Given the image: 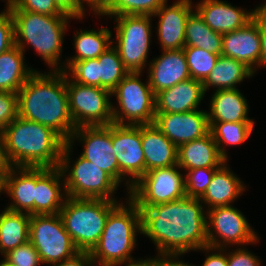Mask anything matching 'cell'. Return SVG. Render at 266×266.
<instances>
[{
	"label": "cell",
	"instance_id": "17",
	"mask_svg": "<svg viewBox=\"0 0 266 266\" xmlns=\"http://www.w3.org/2000/svg\"><path fill=\"white\" fill-rule=\"evenodd\" d=\"M192 0H177L172 5L167 3L153 15L158 17L157 36L161 50H180L185 47L186 21L193 12Z\"/></svg>",
	"mask_w": 266,
	"mask_h": 266
},
{
	"label": "cell",
	"instance_id": "14",
	"mask_svg": "<svg viewBox=\"0 0 266 266\" xmlns=\"http://www.w3.org/2000/svg\"><path fill=\"white\" fill-rule=\"evenodd\" d=\"M111 141L119 166V185L122 181L126 180L125 186L128 188L127 192L129 194L132 186L145 174L141 125H119L112 123ZM127 176L129 179H126Z\"/></svg>",
	"mask_w": 266,
	"mask_h": 266
},
{
	"label": "cell",
	"instance_id": "20",
	"mask_svg": "<svg viewBox=\"0 0 266 266\" xmlns=\"http://www.w3.org/2000/svg\"><path fill=\"white\" fill-rule=\"evenodd\" d=\"M161 51L162 55L148 65L147 77L154 95L191 78L183 49Z\"/></svg>",
	"mask_w": 266,
	"mask_h": 266
},
{
	"label": "cell",
	"instance_id": "49",
	"mask_svg": "<svg viewBox=\"0 0 266 266\" xmlns=\"http://www.w3.org/2000/svg\"><path fill=\"white\" fill-rule=\"evenodd\" d=\"M161 263V256H156L154 258H146V259H131L127 260L126 262L119 264L117 266H122L125 264V266H160ZM124 266V265H123Z\"/></svg>",
	"mask_w": 266,
	"mask_h": 266
},
{
	"label": "cell",
	"instance_id": "30",
	"mask_svg": "<svg viewBox=\"0 0 266 266\" xmlns=\"http://www.w3.org/2000/svg\"><path fill=\"white\" fill-rule=\"evenodd\" d=\"M24 57L16 45L0 54V91L17 93L35 71L26 65Z\"/></svg>",
	"mask_w": 266,
	"mask_h": 266
},
{
	"label": "cell",
	"instance_id": "35",
	"mask_svg": "<svg viewBox=\"0 0 266 266\" xmlns=\"http://www.w3.org/2000/svg\"><path fill=\"white\" fill-rule=\"evenodd\" d=\"M168 0H112L101 16L149 15L153 16Z\"/></svg>",
	"mask_w": 266,
	"mask_h": 266
},
{
	"label": "cell",
	"instance_id": "4",
	"mask_svg": "<svg viewBox=\"0 0 266 266\" xmlns=\"http://www.w3.org/2000/svg\"><path fill=\"white\" fill-rule=\"evenodd\" d=\"M11 13L15 45L23 52H25V45L32 46L51 70H61L60 57L64 35L68 29L69 20L73 17L51 16L28 11H11Z\"/></svg>",
	"mask_w": 266,
	"mask_h": 266
},
{
	"label": "cell",
	"instance_id": "24",
	"mask_svg": "<svg viewBox=\"0 0 266 266\" xmlns=\"http://www.w3.org/2000/svg\"><path fill=\"white\" fill-rule=\"evenodd\" d=\"M141 141L145 156V173L177 165L178 147L154 123L141 125Z\"/></svg>",
	"mask_w": 266,
	"mask_h": 266
},
{
	"label": "cell",
	"instance_id": "52",
	"mask_svg": "<svg viewBox=\"0 0 266 266\" xmlns=\"http://www.w3.org/2000/svg\"><path fill=\"white\" fill-rule=\"evenodd\" d=\"M3 178L4 176H0V195L3 193Z\"/></svg>",
	"mask_w": 266,
	"mask_h": 266
},
{
	"label": "cell",
	"instance_id": "50",
	"mask_svg": "<svg viewBox=\"0 0 266 266\" xmlns=\"http://www.w3.org/2000/svg\"><path fill=\"white\" fill-rule=\"evenodd\" d=\"M180 257L176 256V257H163L161 256V263L160 266H195V265H191L185 263L182 260H179Z\"/></svg>",
	"mask_w": 266,
	"mask_h": 266
},
{
	"label": "cell",
	"instance_id": "9",
	"mask_svg": "<svg viewBox=\"0 0 266 266\" xmlns=\"http://www.w3.org/2000/svg\"><path fill=\"white\" fill-rule=\"evenodd\" d=\"M115 17V41L125 68L131 72L142 73L148 63V53L151 42V28L153 16L149 15H121Z\"/></svg>",
	"mask_w": 266,
	"mask_h": 266
},
{
	"label": "cell",
	"instance_id": "2",
	"mask_svg": "<svg viewBox=\"0 0 266 266\" xmlns=\"http://www.w3.org/2000/svg\"><path fill=\"white\" fill-rule=\"evenodd\" d=\"M17 96L19 117L52 128L68 142L76 127L69 110L65 71H34Z\"/></svg>",
	"mask_w": 266,
	"mask_h": 266
},
{
	"label": "cell",
	"instance_id": "38",
	"mask_svg": "<svg viewBox=\"0 0 266 266\" xmlns=\"http://www.w3.org/2000/svg\"><path fill=\"white\" fill-rule=\"evenodd\" d=\"M218 168H195L184 174L186 196L201 198ZM186 175V176H185Z\"/></svg>",
	"mask_w": 266,
	"mask_h": 266
},
{
	"label": "cell",
	"instance_id": "18",
	"mask_svg": "<svg viewBox=\"0 0 266 266\" xmlns=\"http://www.w3.org/2000/svg\"><path fill=\"white\" fill-rule=\"evenodd\" d=\"M221 55L243 62L254 73L257 68L261 69V39L257 22L252 19L241 29L223 34Z\"/></svg>",
	"mask_w": 266,
	"mask_h": 266
},
{
	"label": "cell",
	"instance_id": "10",
	"mask_svg": "<svg viewBox=\"0 0 266 266\" xmlns=\"http://www.w3.org/2000/svg\"><path fill=\"white\" fill-rule=\"evenodd\" d=\"M29 241L38 251L42 263L51 266L80 252L66 231L59 213L31 215Z\"/></svg>",
	"mask_w": 266,
	"mask_h": 266
},
{
	"label": "cell",
	"instance_id": "21",
	"mask_svg": "<svg viewBox=\"0 0 266 266\" xmlns=\"http://www.w3.org/2000/svg\"><path fill=\"white\" fill-rule=\"evenodd\" d=\"M66 198L64 177L59 167L35 168V215L59 213Z\"/></svg>",
	"mask_w": 266,
	"mask_h": 266
},
{
	"label": "cell",
	"instance_id": "6",
	"mask_svg": "<svg viewBox=\"0 0 266 266\" xmlns=\"http://www.w3.org/2000/svg\"><path fill=\"white\" fill-rule=\"evenodd\" d=\"M119 202L67 196L59 215L80 252H91L98 244L106 219Z\"/></svg>",
	"mask_w": 266,
	"mask_h": 266
},
{
	"label": "cell",
	"instance_id": "25",
	"mask_svg": "<svg viewBox=\"0 0 266 266\" xmlns=\"http://www.w3.org/2000/svg\"><path fill=\"white\" fill-rule=\"evenodd\" d=\"M226 160L220 155L211 132L178 147L177 165L183 170L219 168Z\"/></svg>",
	"mask_w": 266,
	"mask_h": 266
},
{
	"label": "cell",
	"instance_id": "46",
	"mask_svg": "<svg viewBox=\"0 0 266 266\" xmlns=\"http://www.w3.org/2000/svg\"><path fill=\"white\" fill-rule=\"evenodd\" d=\"M57 6L74 19H83L86 10L80 5L78 0H54Z\"/></svg>",
	"mask_w": 266,
	"mask_h": 266
},
{
	"label": "cell",
	"instance_id": "43",
	"mask_svg": "<svg viewBox=\"0 0 266 266\" xmlns=\"http://www.w3.org/2000/svg\"><path fill=\"white\" fill-rule=\"evenodd\" d=\"M227 263L228 266H260L262 264L258 256L249 252L246 247L227 252Z\"/></svg>",
	"mask_w": 266,
	"mask_h": 266
},
{
	"label": "cell",
	"instance_id": "22",
	"mask_svg": "<svg viewBox=\"0 0 266 266\" xmlns=\"http://www.w3.org/2000/svg\"><path fill=\"white\" fill-rule=\"evenodd\" d=\"M202 81L189 78L155 95L156 113H185L198 110L205 96Z\"/></svg>",
	"mask_w": 266,
	"mask_h": 266
},
{
	"label": "cell",
	"instance_id": "42",
	"mask_svg": "<svg viewBox=\"0 0 266 266\" xmlns=\"http://www.w3.org/2000/svg\"><path fill=\"white\" fill-rule=\"evenodd\" d=\"M15 45L14 23L9 7L0 13V54Z\"/></svg>",
	"mask_w": 266,
	"mask_h": 266
},
{
	"label": "cell",
	"instance_id": "8",
	"mask_svg": "<svg viewBox=\"0 0 266 266\" xmlns=\"http://www.w3.org/2000/svg\"><path fill=\"white\" fill-rule=\"evenodd\" d=\"M140 72H129L112 90L118 105L112 106L113 123L119 125L153 124L155 119V95ZM119 108V109H118ZM127 120V122H125Z\"/></svg>",
	"mask_w": 266,
	"mask_h": 266
},
{
	"label": "cell",
	"instance_id": "33",
	"mask_svg": "<svg viewBox=\"0 0 266 266\" xmlns=\"http://www.w3.org/2000/svg\"><path fill=\"white\" fill-rule=\"evenodd\" d=\"M210 132L220 155L228 160L225 145H239L250 138L255 122H209Z\"/></svg>",
	"mask_w": 266,
	"mask_h": 266
},
{
	"label": "cell",
	"instance_id": "1",
	"mask_svg": "<svg viewBox=\"0 0 266 266\" xmlns=\"http://www.w3.org/2000/svg\"><path fill=\"white\" fill-rule=\"evenodd\" d=\"M200 198L182 199L148 208L141 212V234L156 245L159 256H183L208 245L207 212Z\"/></svg>",
	"mask_w": 266,
	"mask_h": 266
},
{
	"label": "cell",
	"instance_id": "44",
	"mask_svg": "<svg viewBox=\"0 0 266 266\" xmlns=\"http://www.w3.org/2000/svg\"><path fill=\"white\" fill-rule=\"evenodd\" d=\"M253 19L257 22L261 39L260 67H266V8L255 9Z\"/></svg>",
	"mask_w": 266,
	"mask_h": 266
},
{
	"label": "cell",
	"instance_id": "16",
	"mask_svg": "<svg viewBox=\"0 0 266 266\" xmlns=\"http://www.w3.org/2000/svg\"><path fill=\"white\" fill-rule=\"evenodd\" d=\"M155 126L177 147L201 138L210 132L208 112L156 113Z\"/></svg>",
	"mask_w": 266,
	"mask_h": 266
},
{
	"label": "cell",
	"instance_id": "19",
	"mask_svg": "<svg viewBox=\"0 0 266 266\" xmlns=\"http://www.w3.org/2000/svg\"><path fill=\"white\" fill-rule=\"evenodd\" d=\"M194 8L213 31L222 35L244 27L255 12V9L247 11L222 0H202Z\"/></svg>",
	"mask_w": 266,
	"mask_h": 266
},
{
	"label": "cell",
	"instance_id": "55",
	"mask_svg": "<svg viewBox=\"0 0 266 266\" xmlns=\"http://www.w3.org/2000/svg\"><path fill=\"white\" fill-rule=\"evenodd\" d=\"M1 266H11V265L7 264L4 260H2Z\"/></svg>",
	"mask_w": 266,
	"mask_h": 266
},
{
	"label": "cell",
	"instance_id": "36",
	"mask_svg": "<svg viewBox=\"0 0 266 266\" xmlns=\"http://www.w3.org/2000/svg\"><path fill=\"white\" fill-rule=\"evenodd\" d=\"M183 51L191 78L202 82L208 77L221 55L194 46H185Z\"/></svg>",
	"mask_w": 266,
	"mask_h": 266
},
{
	"label": "cell",
	"instance_id": "39",
	"mask_svg": "<svg viewBox=\"0 0 266 266\" xmlns=\"http://www.w3.org/2000/svg\"><path fill=\"white\" fill-rule=\"evenodd\" d=\"M11 266H39L43 265L38 251L30 241L20 245L4 255L3 259Z\"/></svg>",
	"mask_w": 266,
	"mask_h": 266
},
{
	"label": "cell",
	"instance_id": "47",
	"mask_svg": "<svg viewBox=\"0 0 266 266\" xmlns=\"http://www.w3.org/2000/svg\"><path fill=\"white\" fill-rule=\"evenodd\" d=\"M53 266H98L90 252H78L74 257Z\"/></svg>",
	"mask_w": 266,
	"mask_h": 266
},
{
	"label": "cell",
	"instance_id": "26",
	"mask_svg": "<svg viewBox=\"0 0 266 266\" xmlns=\"http://www.w3.org/2000/svg\"><path fill=\"white\" fill-rule=\"evenodd\" d=\"M227 165L226 161L214 172L206 192L200 198L203 204H207V210L233 204L246 189L244 181H241Z\"/></svg>",
	"mask_w": 266,
	"mask_h": 266
},
{
	"label": "cell",
	"instance_id": "23",
	"mask_svg": "<svg viewBox=\"0 0 266 266\" xmlns=\"http://www.w3.org/2000/svg\"><path fill=\"white\" fill-rule=\"evenodd\" d=\"M3 192L13 201L6 209L35 215V168L9 167L3 178Z\"/></svg>",
	"mask_w": 266,
	"mask_h": 266
},
{
	"label": "cell",
	"instance_id": "34",
	"mask_svg": "<svg viewBox=\"0 0 266 266\" xmlns=\"http://www.w3.org/2000/svg\"><path fill=\"white\" fill-rule=\"evenodd\" d=\"M100 88L112 90L129 73L125 68L117 49L112 45L98 57Z\"/></svg>",
	"mask_w": 266,
	"mask_h": 266
},
{
	"label": "cell",
	"instance_id": "29",
	"mask_svg": "<svg viewBox=\"0 0 266 266\" xmlns=\"http://www.w3.org/2000/svg\"><path fill=\"white\" fill-rule=\"evenodd\" d=\"M252 76L254 72L243 62L220 55L215 67L202 84L205 93L212 86L215 90L236 89V84Z\"/></svg>",
	"mask_w": 266,
	"mask_h": 266
},
{
	"label": "cell",
	"instance_id": "31",
	"mask_svg": "<svg viewBox=\"0 0 266 266\" xmlns=\"http://www.w3.org/2000/svg\"><path fill=\"white\" fill-rule=\"evenodd\" d=\"M31 215L4 209L0 213V253L2 256L29 241Z\"/></svg>",
	"mask_w": 266,
	"mask_h": 266
},
{
	"label": "cell",
	"instance_id": "37",
	"mask_svg": "<svg viewBox=\"0 0 266 266\" xmlns=\"http://www.w3.org/2000/svg\"><path fill=\"white\" fill-rule=\"evenodd\" d=\"M98 58L75 62L65 73L76 83L100 87Z\"/></svg>",
	"mask_w": 266,
	"mask_h": 266
},
{
	"label": "cell",
	"instance_id": "51",
	"mask_svg": "<svg viewBox=\"0 0 266 266\" xmlns=\"http://www.w3.org/2000/svg\"><path fill=\"white\" fill-rule=\"evenodd\" d=\"M9 164L6 161L5 155H4V147H3V140L0 132V176H5L9 169Z\"/></svg>",
	"mask_w": 266,
	"mask_h": 266
},
{
	"label": "cell",
	"instance_id": "28",
	"mask_svg": "<svg viewBox=\"0 0 266 266\" xmlns=\"http://www.w3.org/2000/svg\"><path fill=\"white\" fill-rule=\"evenodd\" d=\"M111 39L112 31L108 27L98 30H77L73 40L76 54L62 63L61 70L66 72L77 61L98 58L113 45L114 41Z\"/></svg>",
	"mask_w": 266,
	"mask_h": 266
},
{
	"label": "cell",
	"instance_id": "27",
	"mask_svg": "<svg viewBox=\"0 0 266 266\" xmlns=\"http://www.w3.org/2000/svg\"><path fill=\"white\" fill-rule=\"evenodd\" d=\"M209 122H254L248 117L247 99L238 88L216 90L210 99Z\"/></svg>",
	"mask_w": 266,
	"mask_h": 266
},
{
	"label": "cell",
	"instance_id": "15",
	"mask_svg": "<svg viewBox=\"0 0 266 266\" xmlns=\"http://www.w3.org/2000/svg\"><path fill=\"white\" fill-rule=\"evenodd\" d=\"M83 143L81 156L108 173L119 184V166L111 141V124L108 126L77 127L68 140Z\"/></svg>",
	"mask_w": 266,
	"mask_h": 266
},
{
	"label": "cell",
	"instance_id": "7",
	"mask_svg": "<svg viewBox=\"0 0 266 266\" xmlns=\"http://www.w3.org/2000/svg\"><path fill=\"white\" fill-rule=\"evenodd\" d=\"M73 147L66 142L62 149L59 168L64 177L66 195L80 199L117 201L114 193L119 184L105 171L81 155L71 163ZM72 164V165H71Z\"/></svg>",
	"mask_w": 266,
	"mask_h": 266
},
{
	"label": "cell",
	"instance_id": "12",
	"mask_svg": "<svg viewBox=\"0 0 266 266\" xmlns=\"http://www.w3.org/2000/svg\"><path fill=\"white\" fill-rule=\"evenodd\" d=\"M178 165L147 171L128 194L138 208H148L186 196L184 176Z\"/></svg>",
	"mask_w": 266,
	"mask_h": 266
},
{
	"label": "cell",
	"instance_id": "3",
	"mask_svg": "<svg viewBox=\"0 0 266 266\" xmlns=\"http://www.w3.org/2000/svg\"><path fill=\"white\" fill-rule=\"evenodd\" d=\"M1 136L10 167H59L66 141L52 128L18 116Z\"/></svg>",
	"mask_w": 266,
	"mask_h": 266
},
{
	"label": "cell",
	"instance_id": "45",
	"mask_svg": "<svg viewBox=\"0 0 266 266\" xmlns=\"http://www.w3.org/2000/svg\"><path fill=\"white\" fill-rule=\"evenodd\" d=\"M199 250L204 251L207 255L202 266H228L227 250H224V248H215L207 245Z\"/></svg>",
	"mask_w": 266,
	"mask_h": 266
},
{
	"label": "cell",
	"instance_id": "48",
	"mask_svg": "<svg viewBox=\"0 0 266 266\" xmlns=\"http://www.w3.org/2000/svg\"><path fill=\"white\" fill-rule=\"evenodd\" d=\"M112 0H78L80 5L84 8L86 5L90 7L91 12H94V15H101L110 5ZM86 3V5H84Z\"/></svg>",
	"mask_w": 266,
	"mask_h": 266
},
{
	"label": "cell",
	"instance_id": "54",
	"mask_svg": "<svg viewBox=\"0 0 266 266\" xmlns=\"http://www.w3.org/2000/svg\"><path fill=\"white\" fill-rule=\"evenodd\" d=\"M262 8H266V2H264L260 6L256 7L255 9H262Z\"/></svg>",
	"mask_w": 266,
	"mask_h": 266
},
{
	"label": "cell",
	"instance_id": "41",
	"mask_svg": "<svg viewBox=\"0 0 266 266\" xmlns=\"http://www.w3.org/2000/svg\"><path fill=\"white\" fill-rule=\"evenodd\" d=\"M18 117L16 92L0 91V132Z\"/></svg>",
	"mask_w": 266,
	"mask_h": 266
},
{
	"label": "cell",
	"instance_id": "40",
	"mask_svg": "<svg viewBox=\"0 0 266 266\" xmlns=\"http://www.w3.org/2000/svg\"><path fill=\"white\" fill-rule=\"evenodd\" d=\"M10 11H28L51 16H70L65 14L54 0H16Z\"/></svg>",
	"mask_w": 266,
	"mask_h": 266
},
{
	"label": "cell",
	"instance_id": "53",
	"mask_svg": "<svg viewBox=\"0 0 266 266\" xmlns=\"http://www.w3.org/2000/svg\"><path fill=\"white\" fill-rule=\"evenodd\" d=\"M5 1V0H4ZM16 0H6V7H10L15 3Z\"/></svg>",
	"mask_w": 266,
	"mask_h": 266
},
{
	"label": "cell",
	"instance_id": "32",
	"mask_svg": "<svg viewBox=\"0 0 266 266\" xmlns=\"http://www.w3.org/2000/svg\"><path fill=\"white\" fill-rule=\"evenodd\" d=\"M185 46H194L214 54H221L222 34L213 31L194 10L186 21Z\"/></svg>",
	"mask_w": 266,
	"mask_h": 266
},
{
	"label": "cell",
	"instance_id": "11",
	"mask_svg": "<svg viewBox=\"0 0 266 266\" xmlns=\"http://www.w3.org/2000/svg\"><path fill=\"white\" fill-rule=\"evenodd\" d=\"M66 89L70 114L76 128L108 126L113 123L111 91L96 86L78 84L67 74Z\"/></svg>",
	"mask_w": 266,
	"mask_h": 266
},
{
	"label": "cell",
	"instance_id": "5",
	"mask_svg": "<svg viewBox=\"0 0 266 266\" xmlns=\"http://www.w3.org/2000/svg\"><path fill=\"white\" fill-rule=\"evenodd\" d=\"M127 205L119 203L108 215L98 244L90 252L98 266H117L134 259L136 233L141 234V212L128 197Z\"/></svg>",
	"mask_w": 266,
	"mask_h": 266
},
{
	"label": "cell",
	"instance_id": "13",
	"mask_svg": "<svg viewBox=\"0 0 266 266\" xmlns=\"http://www.w3.org/2000/svg\"><path fill=\"white\" fill-rule=\"evenodd\" d=\"M206 212L208 246L228 249L230 245L238 244L239 247L260 240L245 215L233 205L211 208Z\"/></svg>",
	"mask_w": 266,
	"mask_h": 266
}]
</instances>
